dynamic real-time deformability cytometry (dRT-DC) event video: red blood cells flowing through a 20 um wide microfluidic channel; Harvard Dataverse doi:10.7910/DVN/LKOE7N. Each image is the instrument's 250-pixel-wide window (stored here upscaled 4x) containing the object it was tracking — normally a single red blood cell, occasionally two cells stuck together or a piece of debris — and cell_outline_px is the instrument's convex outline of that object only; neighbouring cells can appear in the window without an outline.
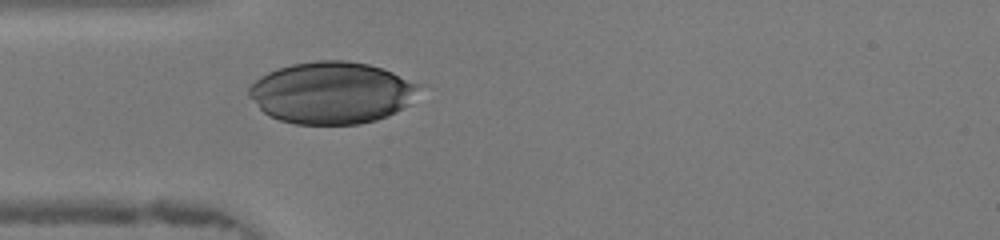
{"species": "human", "species_latin": "Homo sapiens", "temperature_condition": "warm", "stored_images_in_passage": 35, "camera_frame_rate_fps": 3000, "um_per_image_px": 0.085, "donor": {"sex": "female"}, "frame": {"image": 1, "passage_image": 13, "time_ms": 4.0, "image_size_px": [1000, 240], "cell_outline_px": [[420, 84], [408, 104], [396, 112], [388, 116], [376, 120], [360, 124], [296, 124], [280, 120], [268, 116], [248, 96], [248, 88], [260, 76], [268, 72], [292, 64], [316, 60], [344, 60], [368, 64], [392, 72]], "centroid_in_image_um": [28.15, 7.89], "position_along_channel_um": 56.8, "area_um2": 61.04}}
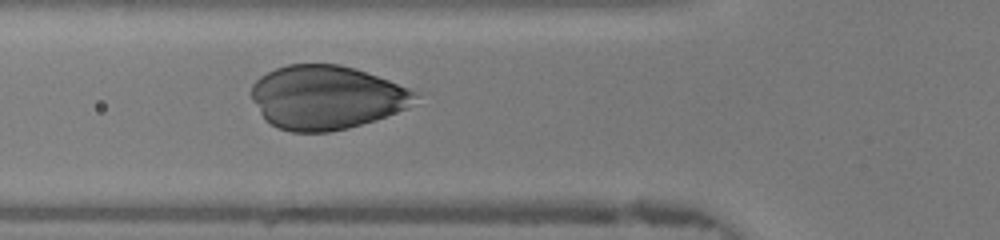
{"frame": {"image": 2, "passage_image": 16, "time_ms": 5.0, "image_size_px": [1000, 240], "cell_outline_px": [[420, 92], [408, 108], [376, 120], [348, 128], [328, 132], [292, 132], [276, 128], [264, 120], [252, 100], [252, 84], [260, 76], [276, 68], [288, 64], [340, 64], [356, 68]], "centroid_in_image_um": [27.73, 8.28], "position_along_channel_um": 98.1, "area_um2": 61.21}}
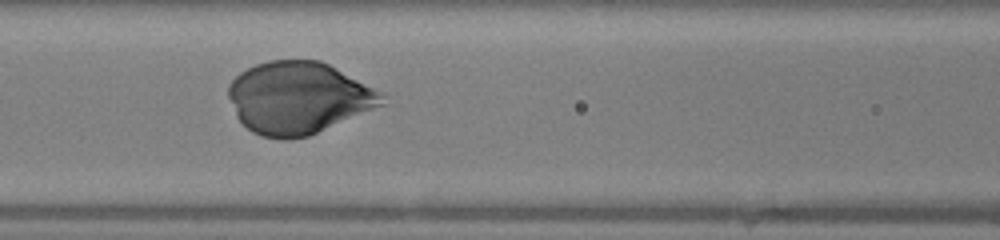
{"frame": {"image": 3, "passage_image": 19, "time_ms": 6.0, "image_size_px": [1000, 240], "cell_outline_px": [[388, 104], [308, 136], [288, 140], [284, 140], [260, 136], [252, 132], [236, 116], [228, 96], [228, 84], [240, 72], [256, 64], [268, 60], [320, 60], [384, 92]], "centroid_in_image_um": [25.41, 8.32], "position_along_channel_um": 141.2, "area_um2": 64.97}}